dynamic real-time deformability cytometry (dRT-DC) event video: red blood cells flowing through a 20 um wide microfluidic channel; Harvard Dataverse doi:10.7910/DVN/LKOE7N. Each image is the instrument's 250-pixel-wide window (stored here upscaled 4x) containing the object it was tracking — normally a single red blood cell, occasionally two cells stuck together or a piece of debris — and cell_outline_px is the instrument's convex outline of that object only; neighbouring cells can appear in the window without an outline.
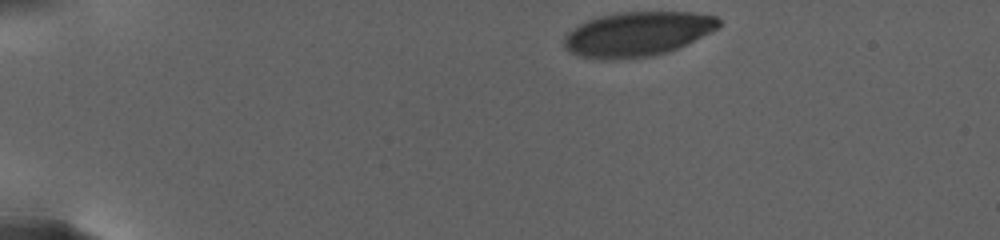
{"species": "human", "species_latin": "Homo sapiens", "temperature_condition": "warm", "stored_images_in_passage": 29, "camera_frame_rate_fps": 3000, "um_per_image_px": 0.085, "donor": {"sex": "female"}, "frame": {"image": 1, "passage_image": 1, "time_ms": 0.0, "image_size_px": [1000, 240], "cell_outline_px": [[720, 28], [668, 52], [652, 56], [616, 60], [600, 60], [580, 56], [568, 52], [564, 44], [564, 40], [568, 32], [580, 24], [588, 20], [600, 16], [620, 12], [692, 12], [716, 16], [720, 20]], "centroid_in_image_um": [54.18, 2.9], "position_along_channel_um": 30.8, "area_um2": 40.23}}
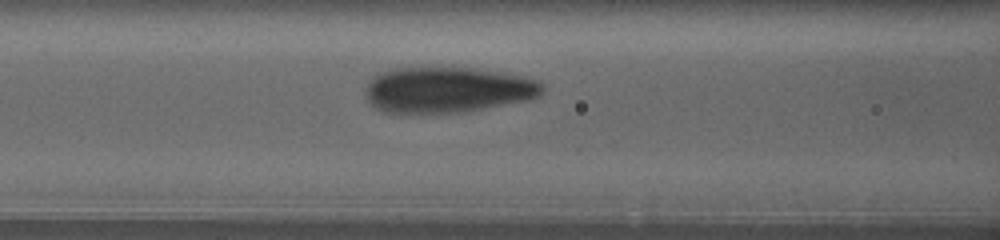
{"frame": {"image": 2, "passage_image": 19, "time_ms": 7.333, "image_size_px": [1000, 240], "cell_outline_px": [[544, 88], [536, 96], [528, 100], [464, 112], [400, 116], [384, 112], [376, 108], [368, 100], [368, 80], [380, 72], [396, 68], [472, 68], [504, 72], [524, 76], [536, 80]], "centroid_in_image_um": [37.99, 7.67], "position_along_channel_um": 128.6, "area_um2": 47.74}}
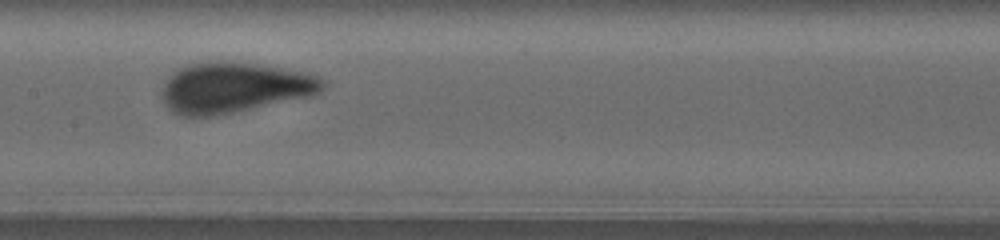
{"frame": {"image": 3, "passage_image": 28, "time_ms": 9.667, "image_size_px": [1000, 240], "cell_outline_px": [[328, 80], [324, 88], [320, 92], [312, 96], [212, 116], [180, 116], [172, 112], [168, 108], [164, 100], [164, 84], [168, 76], [172, 72], [188, 64], [208, 60], [228, 60], [256, 64], [308, 72], [320, 76]], "centroid_in_image_um": [19.95, 7.41], "position_along_channel_um": 187.5, "area_um2": 47.69}}